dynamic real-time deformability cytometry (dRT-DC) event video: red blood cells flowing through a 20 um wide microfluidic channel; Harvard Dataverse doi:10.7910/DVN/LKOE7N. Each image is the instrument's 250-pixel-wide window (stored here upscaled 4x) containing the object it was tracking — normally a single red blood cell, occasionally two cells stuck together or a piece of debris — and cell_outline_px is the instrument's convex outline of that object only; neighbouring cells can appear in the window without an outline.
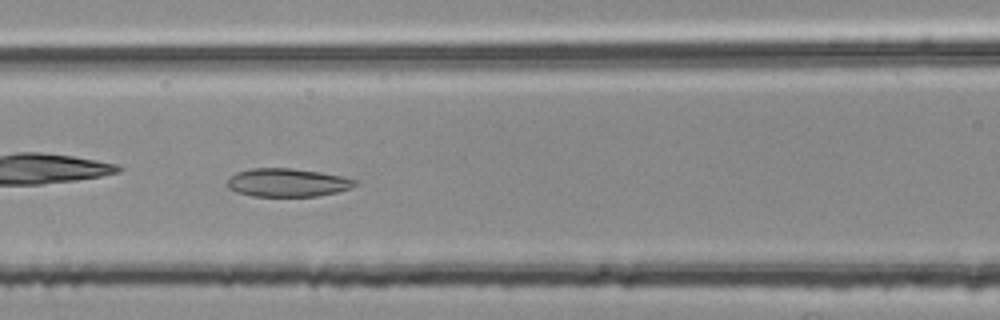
{"species": "common noctule bat (a hibernating species)", "species_latin": "Nyctalus noctula", "temperature_condition": "room temperature", "stored_images_in_passage": 36, "camera_frame_rate_fps": 3000, "um_per_image_px": 0.085, "animal": {"sex": "female", "body_mass_g": 25.1}, "frame": {"image": 1, "passage_image": 7, "time_ms": 2.0, "image_size_px": [1000, 320], "cell_outline_px": [[356, 184], [348, 188], [336, 192], [316, 196], [252, 196], [236, 192], [228, 188], [224, 184], [236, 172], [248, 168], [292, 168], [320, 172], [340, 176], [356, 180]], "centroid_in_image_um": [24.35, 15.51], "position_along_channel_um": 142.3, "area_um2": 20.98}}
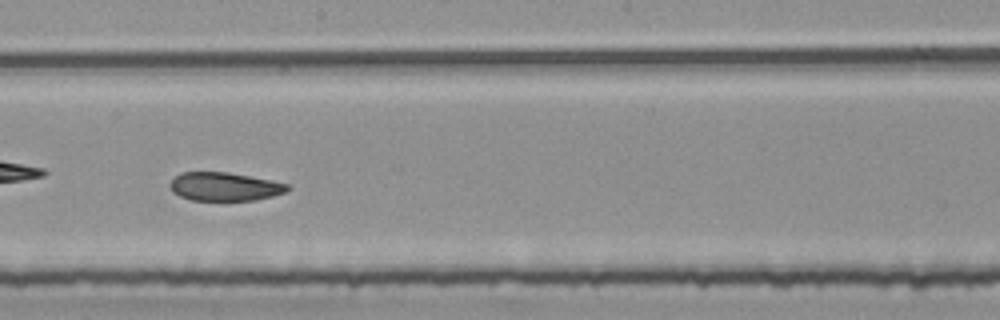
{"frame": {"image": 2, "passage_image": 14, "time_ms": 4.333, "image_size_px": [1000, 320], "cell_outline_px": [[292, 188], [284, 192], [272, 196], [256, 200], [220, 204], [192, 200], [180, 196], [172, 192], [168, 184], [180, 172], [228, 172], [272, 180], [288, 184]], "centroid_in_image_um": [19.08, 15.91], "position_along_channel_um": 229.1, "area_um2": 20.46}}
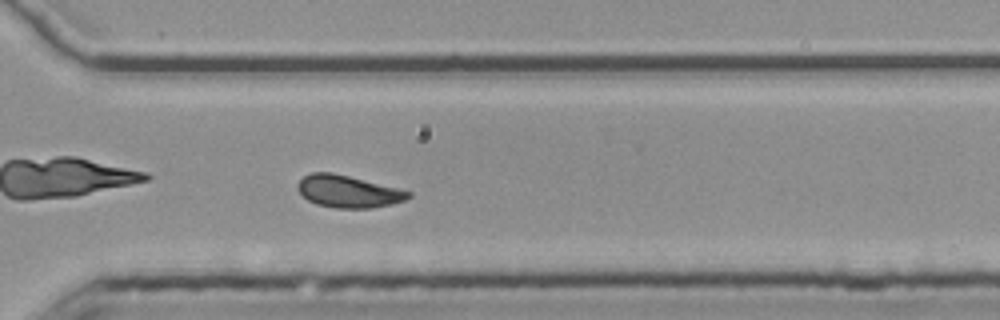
{"frame": {"image": 3, "passage_image": 23, "time_ms": 7.333, "image_size_px": [1000, 320], "cell_outline_px": [[412, 196], [404, 200], [392, 204], [372, 208], [336, 208], [316, 204], [308, 200], [296, 188], [296, 184], [304, 176], [312, 172], [332, 172], [400, 188], [412, 192]], "centroid_in_image_um": [29.61, 16.27], "position_along_channel_um": 341.0, "area_um2": 20.87}, "authors_computed_cell_mechanics": {"area_um2": 20.7791, "velocity_mm_per_s": 3.738, "shape_relaxation_time_tau1_ms": null, "shape_relaxation_time_tau2_ms": 4.7344, "deformation_change_tau1": null, "deformation_change_tau2": 0.0982}}